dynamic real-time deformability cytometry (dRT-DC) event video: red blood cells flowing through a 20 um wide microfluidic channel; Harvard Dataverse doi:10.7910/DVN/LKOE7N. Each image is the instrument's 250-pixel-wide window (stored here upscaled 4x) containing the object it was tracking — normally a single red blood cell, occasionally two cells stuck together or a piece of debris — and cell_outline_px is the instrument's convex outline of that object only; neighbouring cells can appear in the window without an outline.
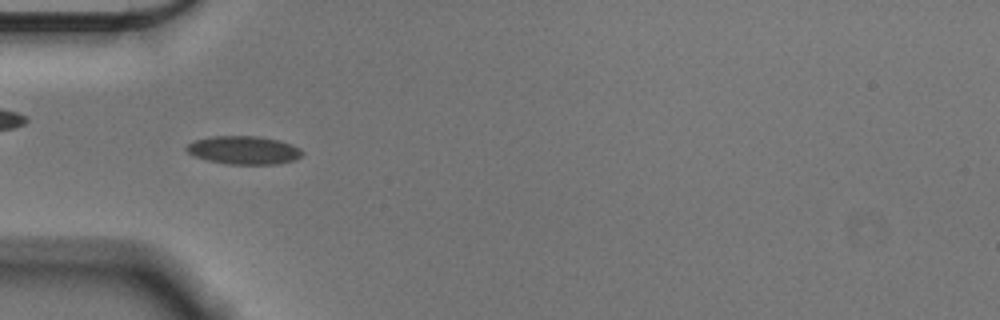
{"species": "Egyptian fruit bat (a non-hibernating species)", "species_latin": "Rousettus aegyptiacus", "temperature_condition": "cold", "stored_images_in_passage": 48, "camera_frame_rate_fps": 3000, "um_per_image_px": 0.085, "animal": {"sex": "male"}, "frame": {"image": 1, "passage_image": 9, "time_ms": 2.667, "image_size_px": [1000, 320], "cell_outline_px": [[304, 152], [296, 160], [276, 164], [228, 164], [208, 160], [192, 156], [184, 148], [188, 144], [196, 140], [212, 136], [260, 136], [280, 140], [292, 144], [300, 148]], "centroid_in_image_um": [20.74, 12.76], "position_along_channel_um": 64.3, "area_um2": 19.19}}
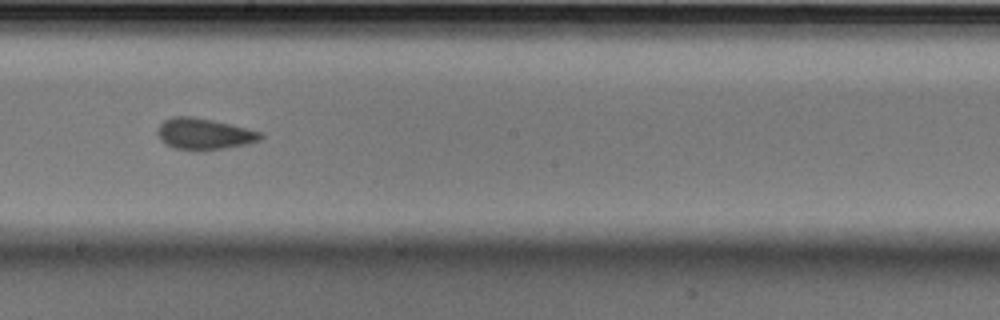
{"frame": {"image": 2, "passage_image": 23, "time_ms": 7.333, "image_size_px": [1000, 320], "cell_outline_px": [[264, 136], [260, 140], [244, 144], [224, 148], [172, 148], [164, 144], [160, 140], [156, 132], [160, 124], [164, 120], [172, 116], [192, 116], [212, 120], [264, 132]], "centroid_in_image_um": [17.33, 11.34], "position_along_channel_um": 230.9, "area_um2": 18.38}}
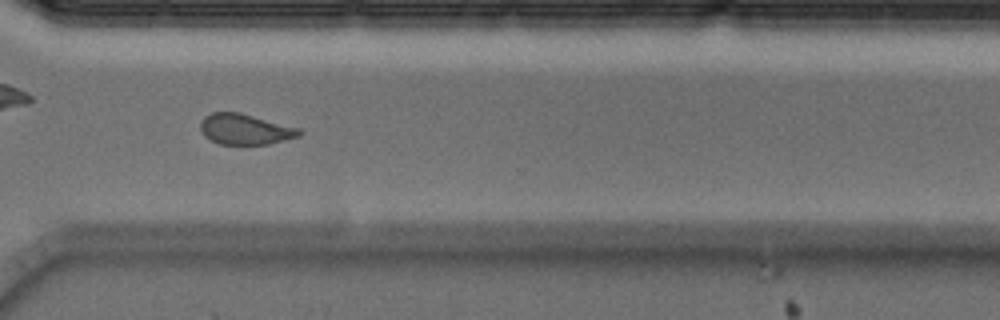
{"frame": {"image": 3, "passage_image": 33, "time_ms": 10.667, "image_size_px": [1000, 320], "cell_outline_px": [[304, 132], [300, 136], [268, 144], [220, 144], [204, 136], [200, 132], [200, 120], [204, 116], [212, 112], [240, 112], [300, 128]], "centroid_in_image_um": [20.83, 10.97], "position_along_channel_um": 349.8, "area_um2": 17.8}, "authors_computed_cell_mechanics": {"area_um2": 18.3804, "velocity_mm_per_s": 3.5714, "shape_relaxation_time_tau1_ms": null, "shape_relaxation_time_tau2_ms": 2.0519, "deformation_change_tau1": null, "deformation_change_tau2": 0.0854}}